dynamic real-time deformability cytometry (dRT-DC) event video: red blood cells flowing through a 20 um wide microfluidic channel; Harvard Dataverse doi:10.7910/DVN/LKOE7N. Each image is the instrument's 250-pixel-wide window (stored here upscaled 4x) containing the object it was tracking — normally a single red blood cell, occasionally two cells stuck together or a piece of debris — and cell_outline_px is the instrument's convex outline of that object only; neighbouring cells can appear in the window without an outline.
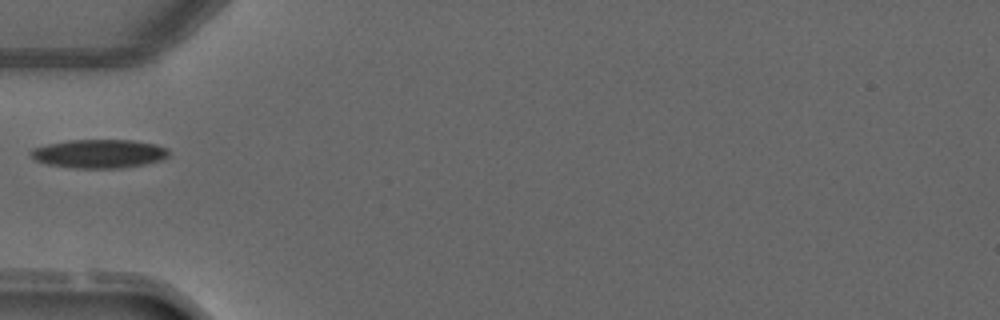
{"species": "common noctule bat (a hibernating species)", "species_latin": "Nyctalus noctula", "temperature_condition": "warm", "stored_images_in_passage": 1, "camera_frame_rate_fps": 3000, "um_per_image_px": 0.085, "animal": {"sex": "male", "forearm_length_mm": 52.5}, "frame": {"image": 1, "passage_image": 1, "time_ms": 0.0, "image_size_px": [1000, 320], "cell_outline_px": [[168, 156], [160, 160], [144, 164], [120, 168], [72, 168], [48, 164], [36, 160], [28, 152], [32, 148], [48, 144], [68, 140], [132, 140], [156, 144], [168, 148]], "centroid_in_image_um": [8.41, 13.06], "position_along_channel_um": 76.6, "area_um2": 23.0}}